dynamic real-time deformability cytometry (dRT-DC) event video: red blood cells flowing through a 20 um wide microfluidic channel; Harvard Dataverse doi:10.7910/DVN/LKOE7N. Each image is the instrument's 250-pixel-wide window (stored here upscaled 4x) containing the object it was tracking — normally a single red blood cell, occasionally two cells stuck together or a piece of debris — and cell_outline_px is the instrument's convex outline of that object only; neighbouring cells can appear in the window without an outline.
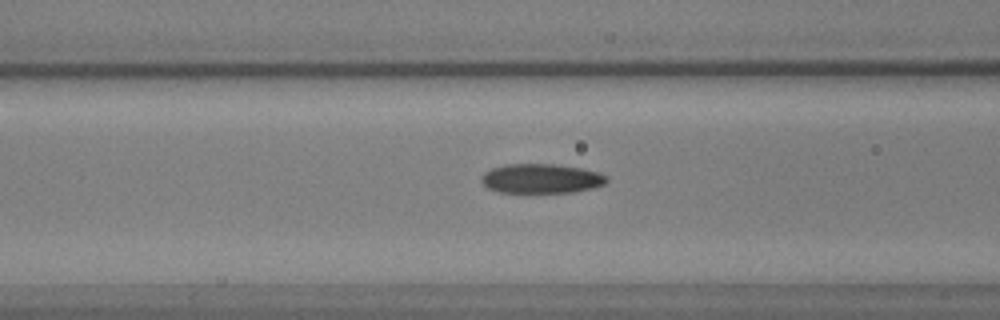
{"species": "common noctule bat (a hibernating species)", "species_latin": "Nyctalus noctula", "temperature_condition": "warm", "stored_images_in_passage": 59, "camera_frame_rate_fps": 3000, "um_per_image_px": 0.085, "animal": {"sex": "male", "body_mass_g": 17.9, "forearm_length_mm": 54.2}, "frame": {"image": 1, "passage_image": 24, "time_ms": 7.667, "image_size_px": [1000, 320], "cell_outline_px": [[608, 180], [604, 184], [592, 188], [572, 192], [496, 192], [488, 188], [480, 180], [480, 176], [484, 172], [492, 168], [504, 164], [556, 164], [580, 168], [600, 172], [608, 176]], "centroid_in_image_um": [45.99, 15.17], "position_along_channel_um": 120.6, "area_um2": 21.62}}
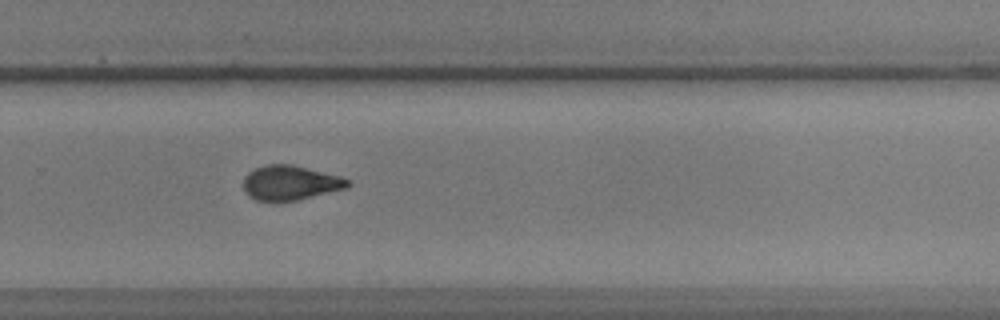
{"frame": {"image": 2, "passage_image": 40, "time_ms": 13.0, "image_size_px": [1000, 320], "cell_outline_px": [[352, 184], [344, 188], [296, 200], [276, 204], [256, 200], [248, 196], [244, 192], [244, 176], [248, 172], [256, 168], [268, 164], [292, 164], [340, 176], [348, 180]], "centroid_in_image_um": [24.6, 15.56], "position_along_channel_um": 305.2, "area_um2": 21.27}}
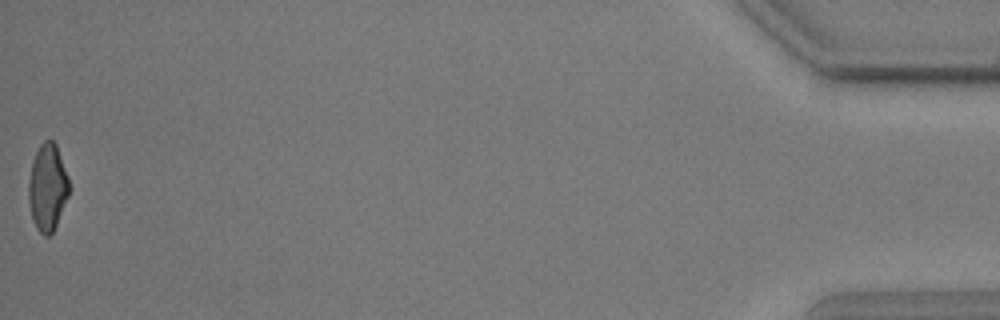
{"frame": {"image": 3, "passage_image": 59, "time_ms": 19.333, "image_size_px": [1000, 320], "cell_outline_px": [[68, 196], [56, 224], [52, 232], [48, 236], [44, 236], [36, 228], [32, 220], [28, 200], [28, 180], [32, 164], [36, 152], [40, 144], [44, 140], [52, 140], [56, 144], [68, 176]], "centroid_in_image_um": [4.02, 15.93], "position_along_channel_um": 431.2, "area_um2": 20.35}}